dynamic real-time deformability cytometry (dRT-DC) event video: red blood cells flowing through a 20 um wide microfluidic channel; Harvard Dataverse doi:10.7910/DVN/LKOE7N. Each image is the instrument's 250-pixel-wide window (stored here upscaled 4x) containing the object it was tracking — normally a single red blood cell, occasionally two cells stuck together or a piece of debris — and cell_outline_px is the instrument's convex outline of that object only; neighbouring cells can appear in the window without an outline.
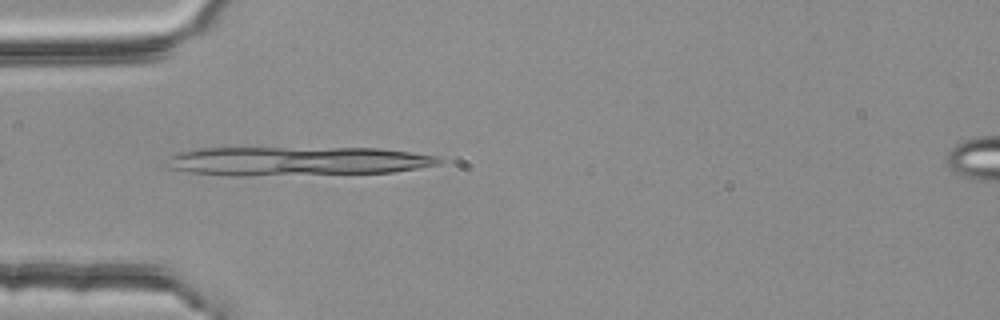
{"species": "common noctule bat (a hibernating species)", "species_latin": "Nyctalus noctula", "temperature_condition": "room temperature", "stored_images_in_passage": 3, "segment_of_instrument_passage": [1, 2], "camera_frame_rate_fps": 3000, "um_per_image_px": 0.085, "animal": {"sex": "female", "body_mass_g": 25.1}, "frame": {"image": 1, "passage_image": 2, "time_ms": 0.333, "image_size_px": [1000, 320], "cell_outline_px": [[444, 160], [440, 164], [392, 172], [236, 176], [232, 176], [188, 172], [160, 168], [160, 164], [168, 156], [180, 152], [200, 148], [380, 148], [436, 156]], "centroid_in_image_um": [25.09, 13.69], "position_along_channel_um": 59.9, "area_um2": 46.47}}